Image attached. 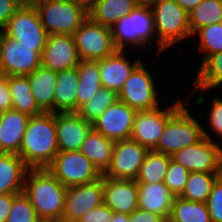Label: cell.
I'll list each match as a JSON object with an SVG mask.
<instances>
[{
  "label": "cell",
  "mask_w": 222,
  "mask_h": 222,
  "mask_svg": "<svg viewBox=\"0 0 222 222\" xmlns=\"http://www.w3.org/2000/svg\"><path fill=\"white\" fill-rule=\"evenodd\" d=\"M59 152L55 113L30 116L19 156L29 169L47 168Z\"/></svg>",
  "instance_id": "cell-1"
},
{
  "label": "cell",
  "mask_w": 222,
  "mask_h": 222,
  "mask_svg": "<svg viewBox=\"0 0 222 222\" xmlns=\"http://www.w3.org/2000/svg\"><path fill=\"white\" fill-rule=\"evenodd\" d=\"M67 188L47 168L28 169L23 193L29 198L40 220L63 217Z\"/></svg>",
  "instance_id": "cell-2"
},
{
  "label": "cell",
  "mask_w": 222,
  "mask_h": 222,
  "mask_svg": "<svg viewBox=\"0 0 222 222\" xmlns=\"http://www.w3.org/2000/svg\"><path fill=\"white\" fill-rule=\"evenodd\" d=\"M158 54L191 36L189 14L176 0H158L152 7Z\"/></svg>",
  "instance_id": "cell-3"
},
{
  "label": "cell",
  "mask_w": 222,
  "mask_h": 222,
  "mask_svg": "<svg viewBox=\"0 0 222 222\" xmlns=\"http://www.w3.org/2000/svg\"><path fill=\"white\" fill-rule=\"evenodd\" d=\"M38 11L48 35H73L89 17L80 6L66 0H29Z\"/></svg>",
  "instance_id": "cell-4"
},
{
  "label": "cell",
  "mask_w": 222,
  "mask_h": 222,
  "mask_svg": "<svg viewBox=\"0 0 222 222\" xmlns=\"http://www.w3.org/2000/svg\"><path fill=\"white\" fill-rule=\"evenodd\" d=\"M203 137V127L183 104L166 122L158 145L153 150L172 156L180 149L197 143Z\"/></svg>",
  "instance_id": "cell-5"
},
{
  "label": "cell",
  "mask_w": 222,
  "mask_h": 222,
  "mask_svg": "<svg viewBox=\"0 0 222 222\" xmlns=\"http://www.w3.org/2000/svg\"><path fill=\"white\" fill-rule=\"evenodd\" d=\"M112 36L117 50H125L128 44L132 48L148 46L156 37L152 9L137 7L113 26Z\"/></svg>",
  "instance_id": "cell-6"
},
{
  "label": "cell",
  "mask_w": 222,
  "mask_h": 222,
  "mask_svg": "<svg viewBox=\"0 0 222 222\" xmlns=\"http://www.w3.org/2000/svg\"><path fill=\"white\" fill-rule=\"evenodd\" d=\"M197 143L175 152L171 159L190 172L222 173V147L203 128Z\"/></svg>",
  "instance_id": "cell-7"
},
{
  "label": "cell",
  "mask_w": 222,
  "mask_h": 222,
  "mask_svg": "<svg viewBox=\"0 0 222 222\" xmlns=\"http://www.w3.org/2000/svg\"><path fill=\"white\" fill-rule=\"evenodd\" d=\"M47 169L66 188L102 177L94 164L80 151H59Z\"/></svg>",
  "instance_id": "cell-8"
},
{
  "label": "cell",
  "mask_w": 222,
  "mask_h": 222,
  "mask_svg": "<svg viewBox=\"0 0 222 222\" xmlns=\"http://www.w3.org/2000/svg\"><path fill=\"white\" fill-rule=\"evenodd\" d=\"M80 60H101L117 49L113 43L112 29L88 17L72 35Z\"/></svg>",
  "instance_id": "cell-9"
},
{
  "label": "cell",
  "mask_w": 222,
  "mask_h": 222,
  "mask_svg": "<svg viewBox=\"0 0 222 222\" xmlns=\"http://www.w3.org/2000/svg\"><path fill=\"white\" fill-rule=\"evenodd\" d=\"M154 81L151 73L145 69L141 61L119 91L118 100L137 111L157 109L160 100L157 97V85Z\"/></svg>",
  "instance_id": "cell-10"
},
{
  "label": "cell",
  "mask_w": 222,
  "mask_h": 222,
  "mask_svg": "<svg viewBox=\"0 0 222 222\" xmlns=\"http://www.w3.org/2000/svg\"><path fill=\"white\" fill-rule=\"evenodd\" d=\"M44 47H27L3 31L0 49V74L27 76L41 66Z\"/></svg>",
  "instance_id": "cell-11"
},
{
  "label": "cell",
  "mask_w": 222,
  "mask_h": 222,
  "mask_svg": "<svg viewBox=\"0 0 222 222\" xmlns=\"http://www.w3.org/2000/svg\"><path fill=\"white\" fill-rule=\"evenodd\" d=\"M3 31L27 47H44L48 38L38 11L29 0L13 14Z\"/></svg>",
  "instance_id": "cell-12"
},
{
  "label": "cell",
  "mask_w": 222,
  "mask_h": 222,
  "mask_svg": "<svg viewBox=\"0 0 222 222\" xmlns=\"http://www.w3.org/2000/svg\"><path fill=\"white\" fill-rule=\"evenodd\" d=\"M182 105L183 102L177 99L172 106H167L166 109L161 110L158 107L154 110L137 111L130 139L153 150L158 145L166 122Z\"/></svg>",
  "instance_id": "cell-13"
},
{
  "label": "cell",
  "mask_w": 222,
  "mask_h": 222,
  "mask_svg": "<svg viewBox=\"0 0 222 222\" xmlns=\"http://www.w3.org/2000/svg\"><path fill=\"white\" fill-rule=\"evenodd\" d=\"M148 152V148L132 139L115 141L110 166L103 176L135 180Z\"/></svg>",
  "instance_id": "cell-14"
},
{
  "label": "cell",
  "mask_w": 222,
  "mask_h": 222,
  "mask_svg": "<svg viewBox=\"0 0 222 222\" xmlns=\"http://www.w3.org/2000/svg\"><path fill=\"white\" fill-rule=\"evenodd\" d=\"M103 198V175L95 181L67 187L62 219L79 222L89 210L103 204Z\"/></svg>",
  "instance_id": "cell-15"
},
{
  "label": "cell",
  "mask_w": 222,
  "mask_h": 222,
  "mask_svg": "<svg viewBox=\"0 0 222 222\" xmlns=\"http://www.w3.org/2000/svg\"><path fill=\"white\" fill-rule=\"evenodd\" d=\"M137 110L117 100L92 123V128L114 141L130 139Z\"/></svg>",
  "instance_id": "cell-16"
},
{
  "label": "cell",
  "mask_w": 222,
  "mask_h": 222,
  "mask_svg": "<svg viewBox=\"0 0 222 222\" xmlns=\"http://www.w3.org/2000/svg\"><path fill=\"white\" fill-rule=\"evenodd\" d=\"M79 57L72 35H48L41 53V65L55 72L77 67Z\"/></svg>",
  "instance_id": "cell-17"
},
{
  "label": "cell",
  "mask_w": 222,
  "mask_h": 222,
  "mask_svg": "<svg viewBox=\"0 0 222 222\" xmlns=\"http://www.w3.org/2000/svg\"><path fill=\"white\" fill-rule=\"evenodd\" d=\"M55 126L59 151H79L92 129L77 112L55 113Z\"/></svg>",
  "instance_id": "cell-18"
},
{
  "label": "cell",
  "mask_w": 222,
  "mask_h": 222,
  "mask_svg": "<svg viewBox=\"0 0 222 222\" xmlns=\"http://www.w3.org/2000/svg\"><path fill=\"white\" fill-rule=\"evenodd\" d=\"M103 203L115 213L130 215L138 208V184L132 179L103 176Z\"/></svg>",
  "instance_id": "cell-19"
},
{
  "label": "cell",
  "mask_w": 222,
  "mask_h": 222,
  "mask_svg": "<svg viewBox=\"0 0 222 222\" xmlns=\"http://www.w3.org/2000/svg\"><path fill=\"white\" fill-rule=\"evenodd\" d=\"M124 54L125 50H116L113 54L98 60L102 87L119 93L129 75L141 62L138 58L131 63Z\"/></svg>",
  "instance_id": "cell-20"
},
{
  "label": "cell",
  "mask_w": 222,
  "mask_h": 222,
  "mask_svg": "<svg viewBox=\"0 0 222 222\" xmlns=\"http://www.w3.org/2000/svg\"><path fill=\"white\" fill-rule=\"evenodd\" d=\"M29 118L14 109L0 113V153L19 154Z\"/></svg>",
  "instance_id": "cell-21"
},
{
  "label": "cell",
  "mask_w": 222,
  "mask_h": 222,
  "mask_svg": "<svg viewBox=\"0 0 222 222\" xmlns=\"http://www.w3.org/2000/svg\"><path fill=\"white\" fill-rule=\"evenodd\" d=\"M138 184V208L161 215L169 219L175 195L164 182Z\"/></svg>",
  "instance_id": "cell-22"
},
{
  "label": "cell",
  "mask_w": 222,
  "mask_h": 222,
  "mask_svg": "<svg viewBox=\"0 0 222 222\" xmlns=\"http://www.w3.org/2000/svg\"><path fill=\"white\" fill-rule=\"evenodd\" d=\"M31 92L36 104L43 112L54 113V95L57 83V72L43 67H37L27 75Z\"/></svg>",
  "instance_id": "cell-23"
},
{
  "label": "cell",
  "mask_w": 222,
  "mask_h": 222,
  "mask_svg": "<svg viewBox=\"0 0 222 222\" xmlns=\"http://www.w3.org/2000/svg\"><path fill=\"white\" fill-rule=\"evenodd\" d=\"M28 169L18 154L0 153V194L22 193Z\"/></svg>",
  "instance_id": "cell-24"
},
{
  "label": "cell",
  "mask_w": 222,
  "mask_h": 222,
  "mask_svg": "<svg viewBox=\"0 0 222 222\" xmlns=\"http://www.w3.org/2000/svg\"><path fill=\"white\" fill-rule=\"evenodd\" d=\"M79 74L77 67L57 72L54 95V113L77 112V86Z\"/></svg>",
  "instance_id": "cell-25"
},
{
  "label": "cell",
  "mask_w": 222,
  "mask_h": 222,
  "mask_svg": "<svg viewBox=\"0 0 222 222\" xmlns=\"http://www.w3.org/2000/svg\"><path fill=\"white\" fill-rule=\"evenodd\" d=\"M114 144V140L105 137L92 128L79 151L86 156L103 175L110 166Z\"/></svg>",
  "instance_id": "cell-26"
},
{
  "label": "cell",
  "mask_w": 222,
  "mask_h": 222,
  "mask_svg": "<svg viewBox=\"0 0 222 222\" xmlns=\"http://www.w3.org/2000/svg\"><path fill=\"white\" fill-rule=\"evenodd\" d=\"M137 7L133 0H97L89 12V17L98 24L112 29L120 19Z\"/></svg>",
  "instance_id": "cell-27"
},
{
  "label": "cell",
  "mask_w": 222,
  "mask_h": 222,
  "mask_svg": "<svg viewBox=\"0 0 222 222\" xmlns=\"http://www.w3.org/2000/svg\"><path fill=\"white\" fill-rule=\"evenodd\" d=\"M8 85L12 98V109L29 116L43 113L35 102L27 76L9 75Z\"/></svg>",
  "instance_id": "cell-28"
},
{
  "label": "cell",
  "mask_w": 222,
  "mask_h": 222,
  "mask_svg": "<svg viewBox=\"0 0 222 222\" xmlns=\"http://www.w3.org/2000/svg\"><path fill=\"white\" fill-rule=\"evenodd\" d=\"M79 84L77 86V111L79 107L90 101L102 87L99 63L94 60H80L77 66Z\"/></svg>",
  "instance_id": "cell-29"
},
{
  "label": "cell",
  "mask_w": 222,
  "mask_h": 222,
  "mask_svg": "<svg viewBox=\"0 0 222 222\" xmlns=\"http://www.w3.org/2000/svg\"><path fill=\"white\" fill-rule=\"evenodd\" d=\"M168 222H212L205 202H194L176 196Z\"/></svg>",
  "instance_id": "cell-30"
},
{
  "label": "cell",
  "mask_w": 222,
  "mask_h": 222,
  "mask_svg": "<svg viewBox=\"0 0 222 222\" xmlns=\"http://www.w3.org/2000/svg\"><path fill=\"white\" fill-rule=\"evenodd\" d=\"M170 159L171 156L149 150L135 181L148 184L164 182Z\"/></svg>",
  "instance_id": "cell-31"
},
{
  "label": "cell",
  "mask_w": 222,
  "mask_h": 222,
  "mask_svg": "<svg viewBox=\"0 0 222 222\" xmlns=\"http://www.w3.org/2000/svg\"><path fill=\"white\" fill-rule=\"evenodd\" d=\"M222 173L190 172L180 197L194 201L207 202L216 179Z\"/></svg>",
  "instance_id": "cell-32"
},
{
  "label": "cell",
  "mask_w": 222,
  "mask_h": 222,
  "mask_svg": "<svg viewBox=\"0 0 222 222\" xmlns=\"http://www.w3.org/2000/svg\"><path fill=\"white\" fill-rule=\"evenodd\" d=\"M200 65L193 85L195 90L209 91L222 85V52L208 56Z\"/></svg>",
  "instance_id": "cell-33"
},
{
  "label": "cell",
  "mask_w": 222,
  "mask_h": 222,
  "mask_svg": "<svg viewBox=\"0 0 222 222\" xmlns=\"http://www.w3.org/2000/svg\"><path fill=\"white\" fill-rule=\"evenodd\" d=\"M222 22V0H203L189 13L191 36L202 27Z\"/></svg>",
  "instance_id": "cell-34"
},
{
  "label": "cell",
  "mask_w": 222,
  "mask_h": 222,
  "mask_svg": "<svg viewBox=\"0 0 222 222\" xmlns=\"http://www.w3.org/2000/svg\"><path fill=\"white\" fill-rule=\"evenodd\" d=\"M118 100V93L101 87L95 96L82 104L77 113L87 122L94 123L100 115Z\"/></svg>",
  "instance_id": "cell-35"
},
{
  "label": "cell",
  "mask_w": 222,
  "mask_h": 222,
  "mask_svg": "<svg viewBox=\"0 0 222 222\" xmlns=\"http://www.w3.org/2000/svg\"><path fill=\"white\" fill-rule=\"evenodd\" d=\"M200 52H205L202 62L210 55L222 52V22L198 29L193 36H198Z\"/></svg>",
  "instance_id": "cell-36"
},
{
  "label": "cell",
  "mask_w": 222,
  "mask_h": 222,
  "mask_svg": "<svg viewBox=\"0 0 222 222\" xmlns=\"http://www.w3.org/2000/svg\"><path fill=\"white\" fill-rule=\"evenodd\" d=\"M36 210L29 198L22 192L13 200L12 208L6 222H39Z\"/></svg>",
  "instance_id": "cell-37"
},
{
  "label": "cell",
  "mask_w": 222,
  "mask_h": 222,
  "mask_svg": "<svg viewBox=\"0 0 222 222\" xmlns=\"http://www.w3.org/2000/svg\"><path fill=\"white\" fill-rule=\"evenodd\" d=\"M189 173V170L170 159L164 183L175 196H180L185 188Z\"/></svg>",
  "instance_id": "cell-38"
},
{
  "label": "cell",
  "mask_w": 222,
  "mask_h": 222,
  "mask_svg": "<svg viewBox=\"0 0 222 222\" xmlns=\"http://www.w3.org/2000/svg\"><path fill=\"white\" fill-rule=\"evenodd\" d=\"M206 204L211 221L222 222V174L216 179Z\"/></svg>",
  "instance_id": "cell-39"
},
{
  "label": "cell",
  "mask_w": 222,
  "mask_h": 222,
  "mask_svg": "<svg viewBox=\"0 0 222 222\" xmlns=\"http://www.w3.org/2000/svg\"><path fill=\"white\" fill-rule=\"evenodd\" d=\"M113 215L114 211L103 203L100 206L89 210L79 222H110Z\"/></svg>",
  "instance_id": "cell-40"
},
{
  "label": "cell",
  "mask_w": 222,
  "mask_h": 222,
  "mask_svg": "<svg viewBox=\"0 0 222 222\" xmlns=\"http://www.w3.org/2000/svg\"><path fill=\"white\" fill-rule=\"evenodd\" d=\"M28 0H0V28H4L13 14Z\"/></svg>",
  "instance_id": "cell-41"
},
{
  "label": "cell",
  "mask_w": 222,
  "mask_h": 222,
  "mask_svg": "<svg viewBox=\"0 0 222 222\" xmlns=\"http://www.w3.org/2000/svg\"><path fill=\"white\" fill-rule=\"evenodd\" d=\"M219 98L220 97L214 98L211 103L212 107L209 111V124L214 133L222 138V100Z\"/></svg>",
  "instance_id": "cell-42"
},
{
  "label": "cell",
  "mask_w": 222,
  "mask_h": 222,
  "mask_svg": "<svg viewBox=\"0 0 222 222\" xmlns=\"http://www.w3.org/2000/svg\"><path fill=\"white\" fill-rule=\"evenodd\" d=\"M12 109V98L8 85V76L0 74V113Z\"/></svg>",
  "instance_id": "cell-43"
},
{
  "label": "cell",
  "mask_w": 222,
  "mask_h": 222,
  "mask_svg": "<svg viewBox=\"0 0 222 222\" xmlns=\"http://www.w3.org/2000/svg\"><path fill=\"white\" fill-rule=\"evenodd\" d=\"M129 222H166V220L161 215L137 208L129 215Z\"/></svg>",
  "instance_id": "cell-44"
},
{
  "label": "cell",
  "mask_w": 222,
  "mask_h": 222,
  "mask_svg": "<svg viewBox=\"0 0 222 222\" xmlns=\"http://www.w3.org/2000/svg\"><path fill=\"white\" fill-rule=\"evenodd\" d=\"M19 193L0 194V222H6L12 208L13 200Z\"/></svg>",
  "instance_id": "cell-45"
},
{
  "label": "cell",
  "mask_w": 222,
  "mask_h": 222,
  "mask_svg": "<svg viewBox=\"0 0 222 222\" xmlns=\"http://www.w3.org/2000/svg\"><path fill=\"white\" fill-rule=\"evenodd\" d=\"M203 0H176L178 5L183 8L188 14Z\"/></svg>",
  "instance_id": "cell-46"
},
{
  "label": "cell",
  "mask_w": 222,
  "mask_h": 222,
  "mask_svg": "<svg viewBox=\"0 0 222 222\" xmlns=\"http://www.w3.org/2000/svg\"><path fill=\"white\" fill-rule=\"evenodd\" d=\"M66 1H69L74 5L80 6L86 12L89 13L93 9L95 2L97 0H66Z\"/></svg>",
  "instance_id": "cell-47"
},
{
  "label": "cell",
  "mask_w": 222,
  "mask_h": 222,
  "mask_svg": "<svg viewBox=\"0 0 222 222\" xmlns=\"http://www.w3.org/2000/svg\"><path fill=\"white\" fill-rule=\"evenodd\" d=\"M110 222H129V215L114 212L113 218Z\"/></svg>",
  "instance_id": "cell-48"
},
{
  "label": "cell",
  "mask_w": 222,
  "mask_h": 222,
  "mask_svg": "<svg viewBox=\"0 0 222 222\" xmlns=\"http://www.w3.org/2000/svg\"><path fill=\"white\" fill-rule=\"evenodd\" d=\"M138 7L151 8L158 0H133Z\"/></svg>",
  "instance_id": "cell-49"
},
{
  "label": "cell",
  "mask_w": 222,
  "mask_h": 222,
  "mask_svg": "<svg viewBox=\"0 0 222 222\" xmlns=\"http://www.w3.org/2000/svg\"><path fill=\"white\" fill-rule=\"evenodd\" d=\"M39 222H67V221L62 218H58V219H44L40 220Z\"/></svg>",
  "instance_id": "cell-50"
},
{
  "label": "cell",
  "mask_w": 222,
  "mask_h": 222,
  "mask_svg": "<svg viewBox=\"0 0 222 222\" xmlns=\"http://www.w3.org/2000/svg\"><path fill=\"white\" fill-rule=\"evenodd\" d=\"M2 36H3V29L0 28V49H1Z\"/></svg>",
  "instance_id": "cell-51"
}]
</instances>
